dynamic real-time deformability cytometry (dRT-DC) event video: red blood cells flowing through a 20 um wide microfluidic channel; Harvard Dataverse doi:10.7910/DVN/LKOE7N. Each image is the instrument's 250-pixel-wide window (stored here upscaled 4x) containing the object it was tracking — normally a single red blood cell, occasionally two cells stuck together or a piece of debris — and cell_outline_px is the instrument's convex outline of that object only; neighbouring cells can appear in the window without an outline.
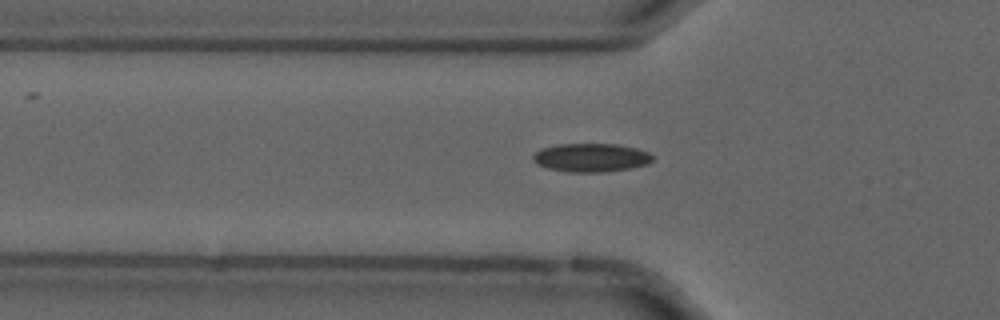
{"species": "common noctule bat (a hibernating species)", "species_latin": "Nyctalus noctula", "temperature_condition": "cold", "stored_images_in_passage": 41, "camera_frame_rate_fps": 3000, "um_per_image_px": 0.085, "animal": {"sex": "male", "forearm_length_mm": 52.5}, "frame": {"image": 1, "passage_image": 4, "time_ms": 1.0, "image_size_px": [1000, 320], "cell_outline_px": [[652, 160], [648, 164], [628, 168], [604, 172], [568, 172], [548, 168], [536, 164], [532, 160], [532, 156], [540, 148], [560, 144], [616, 144], [636, 148], [648, 152], [652, 156]], "centroid_in_image_um": [50.2, 13.39], "position_along_channel_um": 75.6, "area_um2": 19.83}}
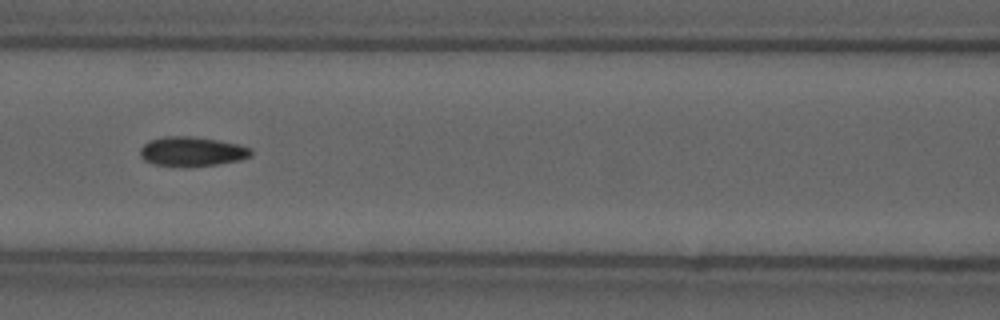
{"frame": {"image": 2, "passage_image": 10, "time_ms": 3.0, "image_size_px": [1000, 320], "cell_outline_px": [[252, 156], [240, 160], [216, 164], [156, 164], [144, 160], [140, 156], [140, 148], [148, 140], [164, 136], [196, 136], [240, 144], [252, 148]], "centroid_in_image_um": [16.35, 12.82], "position_along_channel_um": 150.3, "area_um2": 18.61}}
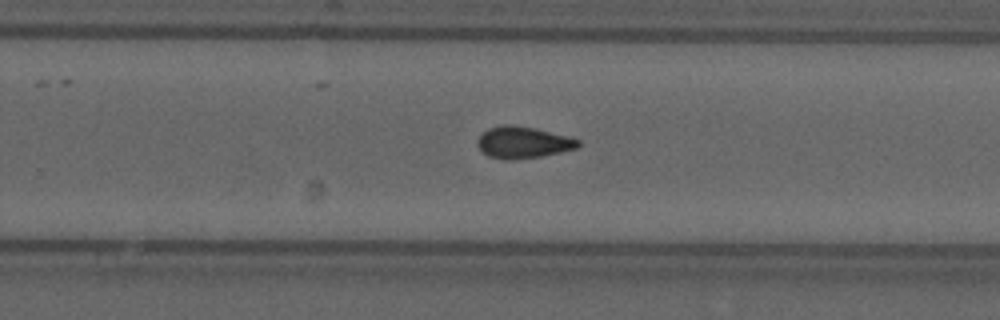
{"frame": {"image": 3, "passage_image": 21, "time_ms": 6.667, "image_size_px": [1000, 320], "cell_outline_px": [[580, 144], [576, 148], [560, 152], [540, 156], [512, 160], [504, 160], [488, 156], [476, 144], [480, 136], [488, 128], [504, 124], [512, 124], [536, 128], [568, 136], [580, 140]], "centroid_in_image_um": [44.45, 12.09], "position_along_channel_um": 285.3, "area_um2": 18.55}, "authors_computed_cell_mechanics": {"area_um2": 18.1492, "velocity_mm_per_s": 3.7027, "shape_relaxation_time_tau1_ms": null, "shape_relaxation_time_tau2_ms": 2.2004, "deformation_change_tau1": null, "deformation_change_tau2": 0.0814}}